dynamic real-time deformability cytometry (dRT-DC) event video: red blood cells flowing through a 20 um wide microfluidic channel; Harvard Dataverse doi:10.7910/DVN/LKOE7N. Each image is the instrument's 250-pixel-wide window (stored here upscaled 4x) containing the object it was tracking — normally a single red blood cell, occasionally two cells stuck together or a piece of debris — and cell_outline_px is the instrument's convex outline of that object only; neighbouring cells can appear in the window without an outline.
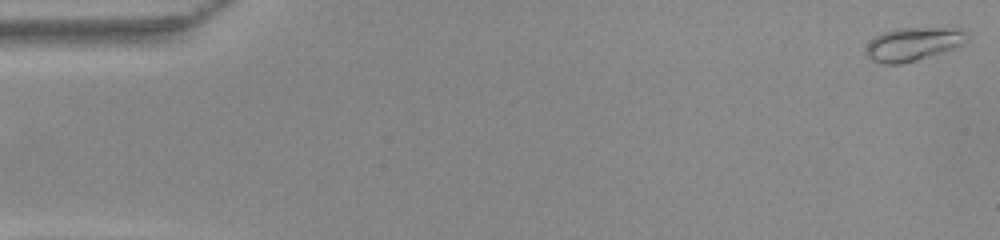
{"species": "common noctule bat (a hibernating species)", "species_latin": "Nyctalus noctula", "temperature_condition": "warm", "stored_images_in_passage": 51, "camera_frame_rate_fps": 3000, "um_per_image_px": 0.085, "animal": {"sex": "female", "body_mass_g": 22.0, "forearm_length_mm": 56.7}, "frame": {"image": 1, "passage_image": 1, "time_ms": 0.0, "image_size_px": [1000, 240], "cell_outline_px": [[968, 40], [964, 44], [956, 48], [916, 60], [900, 64], [880, 64], [872, 60], [864, 52], [864, 48], [876, 36], [884, 32], [896, 28], [956, 24], [968, 32]], "centroid_in_image_um": [77.75, 3.67], "position_along_channel_um": 7.3, "area_um2": 20.81}}
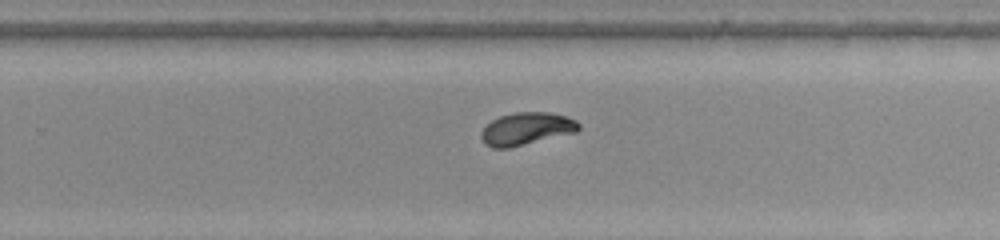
{"frame": {"image": 2, "passage_image": 33, "time_ms": 10.667, "image_size_px": [1000, 240], "cell_outline_px": [[580, 128], [576, 132], [508, 148], [492, 148], [484, 144], [480, 136], [484, 128], [492, 120], [500, 116], [516, 112], [548, 112], [564, 116], [576, 120], [580, 124]], "centroid_in_image_um": [44.74, 10.95], "position_along_channel_um": 285.1, "area_um2": 18.32}}
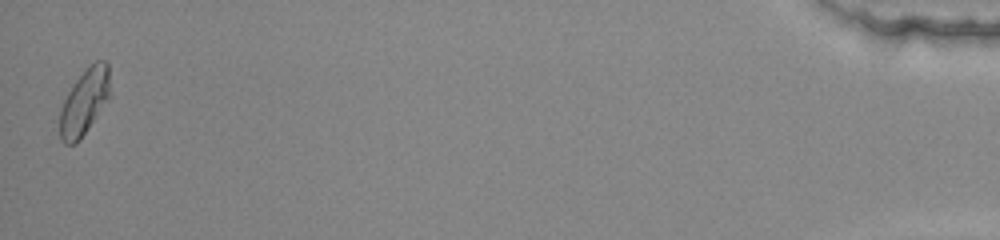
{"frame": {"image": 3, "passage_image": 51, "time_ms": 16.667, "image_size_px": [1000, 240], "cell_outline_px": [[108, 96], [80, 140], [76, 144], [64, 144], [60, 140], [60, 108], [72, 84], [96, 60], [104, 60], [108, 64]], "centroid_in_image_um": [7.11, 8.69], "position_along_channel_um": 428.1, "area_um2": 18.5}, "authors_computed_cell_mechanics": {"area_um2": 18.3226, "velocity_mm_per_s": 3.9802, "shape_relaxation_time_tau1_ms": 2.4199, "shape_relaxation_time_tau2_ms": null, "deformation_change_tau1": 0.1615, "deformation_change_tau2": null}}